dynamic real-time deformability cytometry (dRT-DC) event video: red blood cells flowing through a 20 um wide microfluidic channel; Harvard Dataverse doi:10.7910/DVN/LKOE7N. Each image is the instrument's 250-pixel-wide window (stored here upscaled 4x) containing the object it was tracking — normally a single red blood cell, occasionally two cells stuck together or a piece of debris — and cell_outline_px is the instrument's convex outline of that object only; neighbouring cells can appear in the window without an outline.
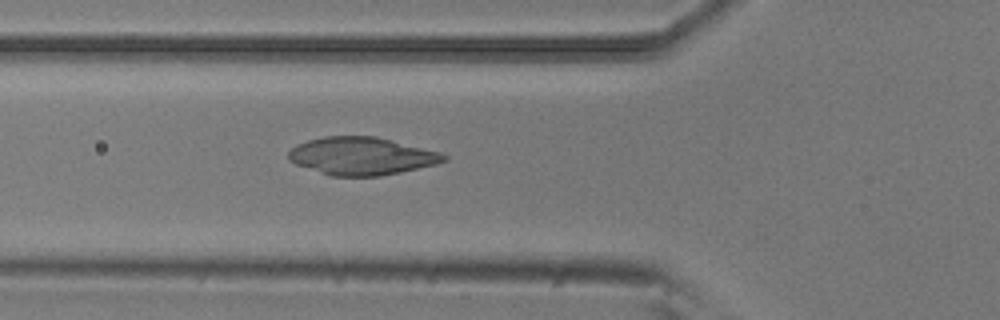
{"species": "common noctule bat (a hibernating species)", "species_latin": "Nyctalus noctula", "temperature_condition": "room temperature", "stored_images_in_passage": 46, "camera_frame_rate_fps": 3000, "um_per_image_px": 0.085, "animal": {"sex": "male", "body_mass_g": 20.5, "forearm_length_mm": 52.5}, "frame": {"image": 1, "passage_image": 18, "time_ms": 5.667, "image_size_px": [1000, 320], "cell_outline_px": [[448, 160], [436, 164], [400, 172], [380, 176], [332, 176], [296, 164], [288, 160], [288, 152], [296, 144], [308, 140], [324, 136], [376, 136], [440, 152], [448, 156]], "centroid_in_image_um": [30.73, 13.26], "position_along_channel_um": 95.1, "area_um2": 34.1}}
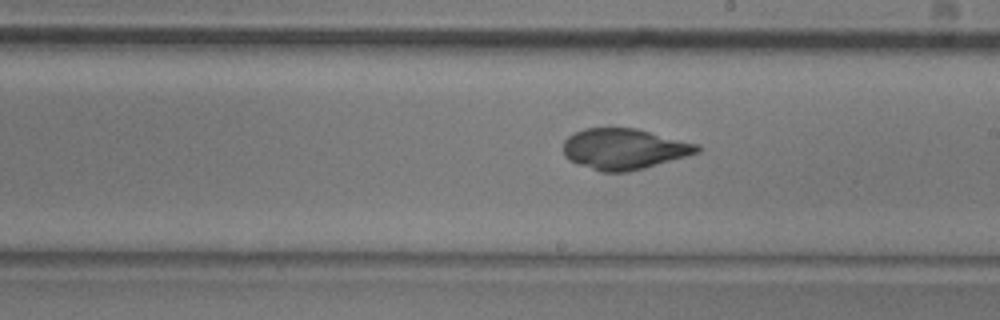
{"frame": {"image": 2, "passage_image": 29, "time_ms": 9.333, "image_size_px": [1000, 320], "cell_outline_px": [[700, 152], [644, 168], [628, 172], [600, 172], [568, 160], [564, 156], [564, 140], [568, 136], [584, 128], [636, 128], [700, 144]], "centroid_in_image_um": [53.05, 12.66], "position_along_channel_um": 236.0, "area_um2": 31.91}}
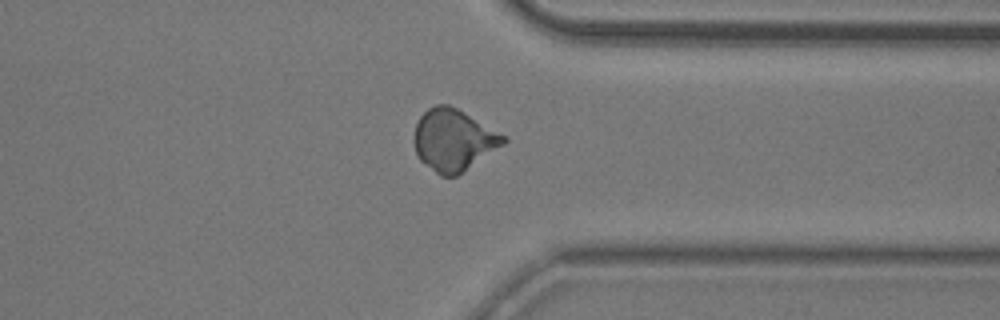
{"frame": {"image": 3, "passage_image": 40, "time_ms": 13.0, "image_size_px": [1000, 320], "cell_outline_px": [[508, 140], [504, 144], [456, 176], [440, 176], [424, 164], [420, 160], [416, 152], [412, 140], [412, 136], [416, 124], [420, 116], [428, 108], [436, 104], [448, 104], [464, 112], [508, 136]], "centroid_in_image_um": [38.53, 11.89], "position_along_channel_um": 372.9, "area_um2": 32.25}}